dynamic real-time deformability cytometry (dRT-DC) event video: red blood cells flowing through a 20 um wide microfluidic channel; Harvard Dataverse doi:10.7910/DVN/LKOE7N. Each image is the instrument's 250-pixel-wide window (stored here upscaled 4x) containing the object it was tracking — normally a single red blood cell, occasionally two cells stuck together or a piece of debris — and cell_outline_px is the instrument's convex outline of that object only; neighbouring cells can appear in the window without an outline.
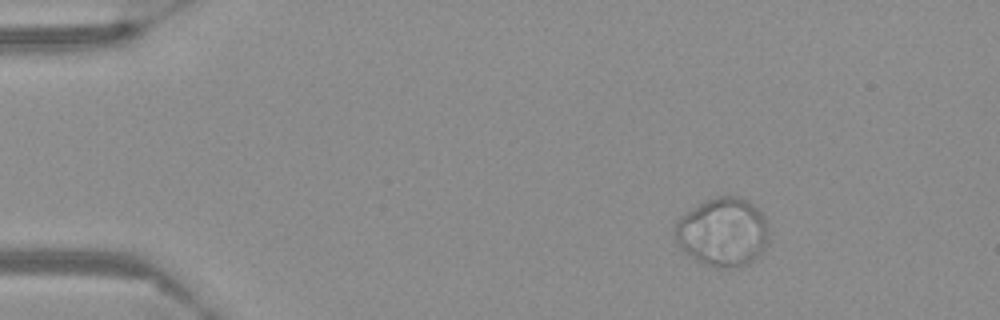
{"species": "Egyptian fruit bat (a non-hibernating species)", "species_latin": "Rousettus aegyptiacus", "temperature_condition": "warm", "stored_images_in_passage": 61, "camera_frame_rate_fps": 3000, "um_per_image_px": 0.085, "frame": {"image": 1, "passage_image": 10, "time_ms": 3.0, "image_size_px": [1000, 320], "cell_outline_px": [[768, 244], [764, 252], [748, 264], [740, 268], [716, 268], [700, 264], [688, 256], [684, 252], [676, 240], [672, 228], [676, 220], [680, 216], [700, 204], [708, 200], [720, 196], [736, 196], [748, 200], [764, 216], [768, 228]], "centroid_in_image_um": [61.43, 19.78], "position_along_channel_um": 23.6, "area_um2": 38.21}}
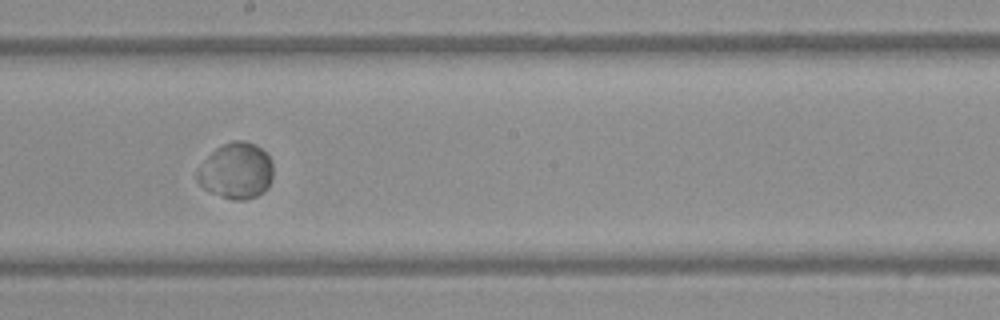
{"frame": {"image": 2, "passage_image": 35, "time_ms": 11.333, "image_size_px": [1000, 320], "cell_outline_px": [[272, 176], [268, 184], [256, 196], [244, 200], [232, 200], [220, 196], [204, 188], [200, 184], [196, 176], [196, 168], [216, 148], [232, 140], [240, 140], [252, 144], [260, 148], [268, 156], [272, 164]], "centroid_in_image_um": [20.03, 14.52], "position_along_channel_um": 228.2, "area_um2": 24.39}}
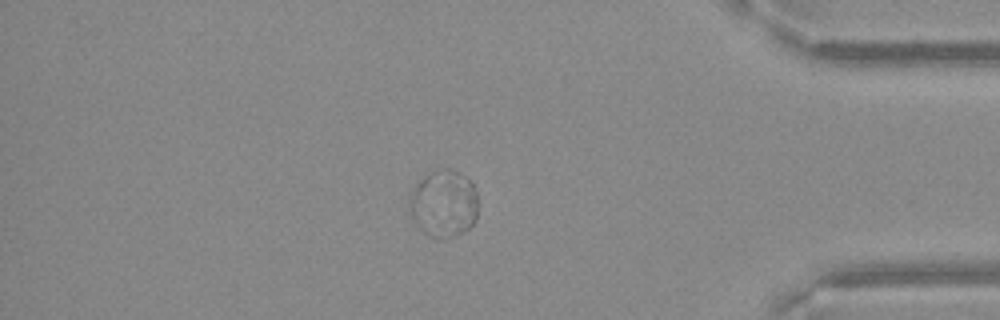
{"frame": {"image": 3, "passage_image": 52, "time_ms": 17.0, "image_size_px": [1000, 320], "cell_outline_px": [[476, 220], [464, 232], [456, 236], [444, 240], [436, 240], [428, 236], [416, 224], [412, 216], [408, 204], [412, 192], [420, 180], [424, 176], [432, 172], [444, 168], [448, 168], [460, 172], [472, 184], [476, 192]], "centroid_in_image_um": [37.71, 17.35], "position_along_channel_um": 397.5, "area_um2": 26.88}}